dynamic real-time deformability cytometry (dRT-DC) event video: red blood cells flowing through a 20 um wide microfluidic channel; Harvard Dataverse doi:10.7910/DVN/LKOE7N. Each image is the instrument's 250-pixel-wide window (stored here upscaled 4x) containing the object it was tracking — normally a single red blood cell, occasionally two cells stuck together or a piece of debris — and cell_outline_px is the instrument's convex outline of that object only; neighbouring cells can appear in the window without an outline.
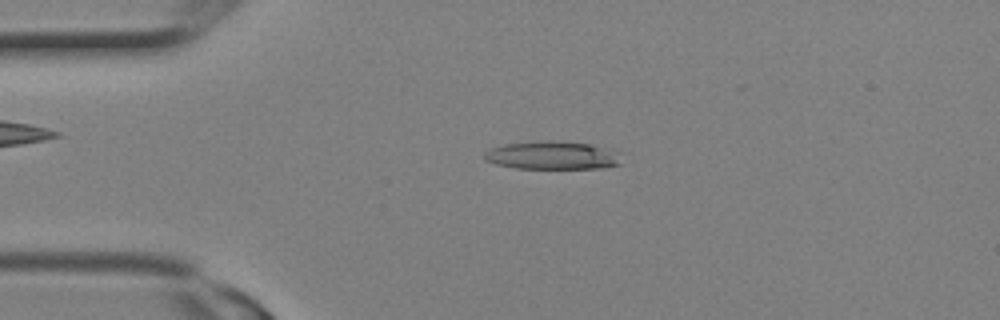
{"species": "Egyptian fruit bat (a non-hibernating species)", "species_latin": "Rousettus aegyptiacus", "temperature_condition": "room temperature", "stored_images_in_passage": 10, "camera_frame_rate_fps": 3000, "um_per_image_px": 0.085, "animal": {"sex": "female"}, "frame": {"image": 1, "passage_image": 5, "time_ms": 1.333, "image_size_px": [1000, 320], "cell_outline_px": [[624, 164], [600, 168], [516, 168], [496, 164], [484, 160], [484, 152], [488, 148], [504, 144], [544, 140], [548, 140], [588, 144], [624, 152]], "centroid_in_image_um": [47.02, 13.21], "position_along_channel_um": 38.0, "area_um2": 22.95}}
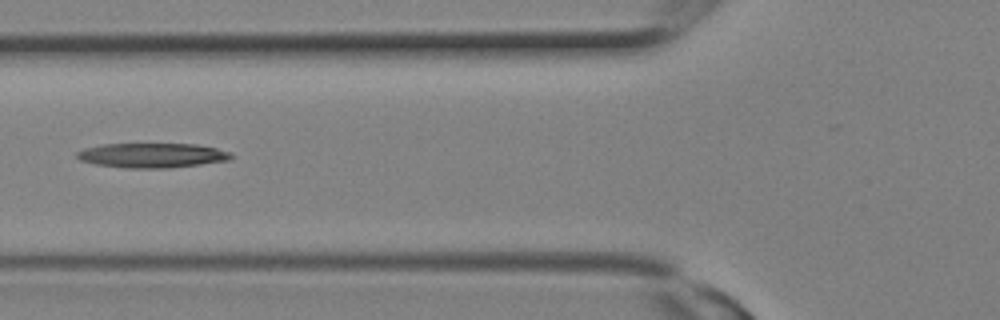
{"frame": {"image": 2, "passage_image": 9, "time_ms": 2.667, "image_size_px": [1000, 320], "cell_outline_px": [[236, 156], [228, 160], [200, 164], [168, 168], [128, 168], [96, 164], [80, 160], [76, 156], [76, 152], [84, 148], [100, 144], [196, 144], [216, 148], [232, 152]], "centroid_in_image_um": [12.94, 13.2], "position_along_channel_um": 112.9, "area_um2": 22.2}}